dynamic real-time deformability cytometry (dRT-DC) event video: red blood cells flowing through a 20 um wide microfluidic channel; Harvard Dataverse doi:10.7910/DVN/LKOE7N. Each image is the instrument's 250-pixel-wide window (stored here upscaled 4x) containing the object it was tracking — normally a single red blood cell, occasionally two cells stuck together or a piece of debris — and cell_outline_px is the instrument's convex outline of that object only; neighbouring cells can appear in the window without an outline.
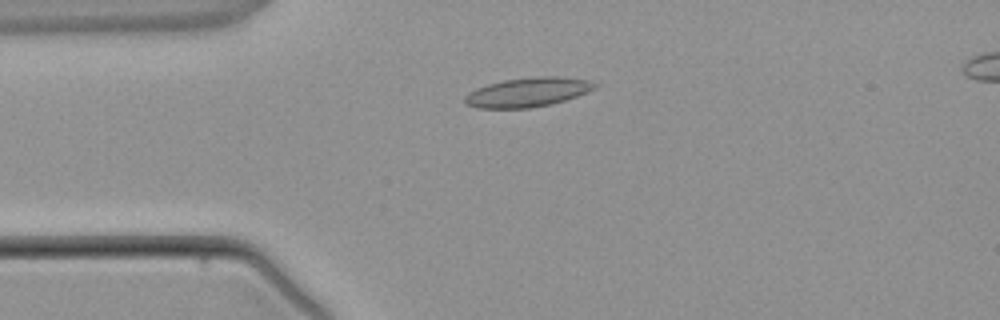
{"species": "common noctule bat (a hibernating species)", "species_latin": "Nyctalus noctula", "temperature_condition": "warm", "stored_images_in_passage": 4, "camera_frame_rate_fps": 3000, "um_per_image_px": 0.085, "animal": {"sex": "male", "body_mass_g": 21.5, "forearm_length_mm": 52.0}, "frame": {"image": 1, "passage_image": 3, "time_ms": 2.333, "image_size_px": [1000, 320], "cell_outline_px": [[600, 84], [596, 88], [576, 96], [552, 104], [532, 108], [476, 108], [464, 104], [464, 96], [468, 92], [476, 88], [488, 84], [504, 80], [532, 76], [556, 76], [592, 80]], "centroid_in_image_um": [44.86, 7.83], "position_along_channel_um": 40.1, "area_um2": 22.48}}